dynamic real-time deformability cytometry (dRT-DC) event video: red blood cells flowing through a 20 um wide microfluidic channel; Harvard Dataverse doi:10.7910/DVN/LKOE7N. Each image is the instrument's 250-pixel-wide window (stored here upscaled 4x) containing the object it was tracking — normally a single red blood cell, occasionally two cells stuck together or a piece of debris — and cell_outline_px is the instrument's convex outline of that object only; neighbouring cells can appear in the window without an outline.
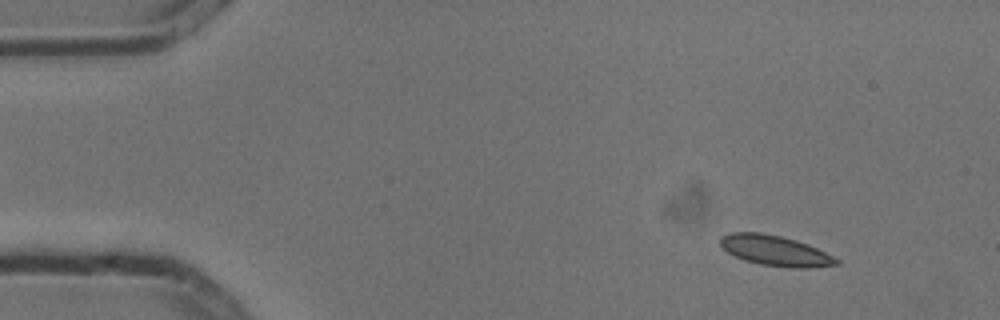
{"species": "common noctule bat (a hibernating species)", "species_latin": "Nyctalus noctula", "temperature_condition": "cold", "stored_images_in_passage": 5, "segment_of_instrument_passage": [1, 2], "camera_frame_rate_fps": 3000, "um_per_image_px": 0.085, "animal": {"sex": "male", "body_mass_g": 13.3}, "frame": {"image": 1, "passage_image": 1, "time_ms": 0.0, "image_size_px": [1000, 320], "cell_outline_px": [[840, 264], [808, 268], [788, 268], [760, 264], [744, 260], [728, 252], [720, 244], [720, 236], [728, 232], [760, 232], [780, 236], [796, 240], [808, 244], [840, 260]], "centroid_in_image_um": [65.88, 21.3], "position_along_channel_um": 19.1, "area_um2": 20.52}}